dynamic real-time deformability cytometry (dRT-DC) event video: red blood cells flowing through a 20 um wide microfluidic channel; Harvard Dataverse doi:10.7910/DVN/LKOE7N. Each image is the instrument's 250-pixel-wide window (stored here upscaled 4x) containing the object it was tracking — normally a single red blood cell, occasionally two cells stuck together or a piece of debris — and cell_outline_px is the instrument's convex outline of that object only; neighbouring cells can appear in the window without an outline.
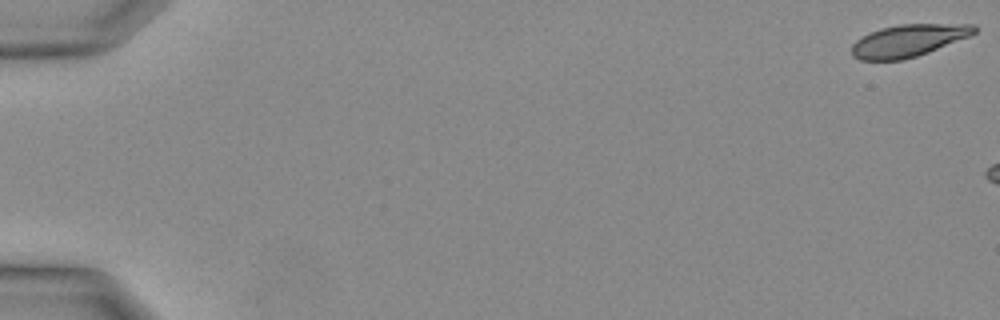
{"species": "Egyptian fruit bat (a non-hibernating species)", "species_latin": "Rousettus aegyptiacus", "temperature_condition": "warm", "stored_images_in_passage": 7, "camera_frame_rate_fps": 3000, "um_per_image_px": 0.085, "animal": {"sex": "female"}, "frame": {"image": 1, "passage_image": 1, "time_ms": 0.0, "image_size_px": [1000, 320], "cell_outline_px": [[976, 32], [968, 36], [928, 52], [904, 60], [860, 60], [852, 56], [852, 44], [856, 40], [880, 28], [900, 24], [976, 24]], "centroid_in_image_um": [77.19, 3.45], "position_along_channel_um": 7.8, "area_um2": 22.77}}